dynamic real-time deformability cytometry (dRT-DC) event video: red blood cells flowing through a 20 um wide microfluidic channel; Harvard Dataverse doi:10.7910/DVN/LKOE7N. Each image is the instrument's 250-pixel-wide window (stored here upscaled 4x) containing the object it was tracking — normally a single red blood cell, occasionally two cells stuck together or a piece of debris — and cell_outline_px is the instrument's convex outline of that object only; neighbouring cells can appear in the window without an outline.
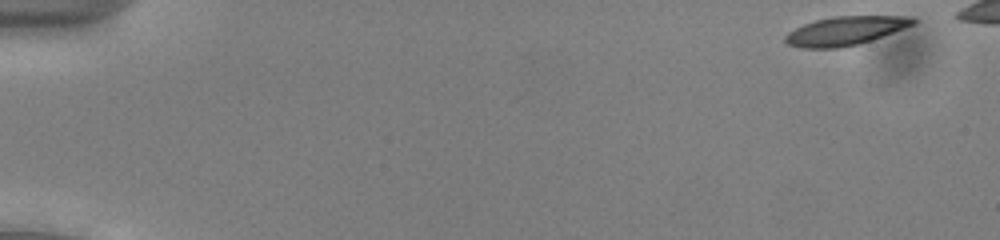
{"species": "common noctule bat (a hibernating species)", "species_latin": "Nyctalus noctula", "temperature_condition": "cold", "stored_images_in_passage": 8, "camera_frame_rate_fps": 3000, "um_per_image_px": 0.085, "animal": {"sex": "male", "body_mass_g": 13.0, "forearm_length_mm": 53.1}, "frame": {"image": 1, "passage_image": 1, "time_ms": 0.0, "image_size_px": [1000, 240], "cell_outline_px": [[920, 20], [916, 24], [872, 40], [840, 48], [800, 48], [788, 44], [784, 40], [784, 36], [788, 32], [804, 24], [816, 20], [832, 16], [912, 16]], "centroid_in_image_um": [71.89, 2.61], "position_along_channel_um": 13.1, "area_um2": 21.56}}